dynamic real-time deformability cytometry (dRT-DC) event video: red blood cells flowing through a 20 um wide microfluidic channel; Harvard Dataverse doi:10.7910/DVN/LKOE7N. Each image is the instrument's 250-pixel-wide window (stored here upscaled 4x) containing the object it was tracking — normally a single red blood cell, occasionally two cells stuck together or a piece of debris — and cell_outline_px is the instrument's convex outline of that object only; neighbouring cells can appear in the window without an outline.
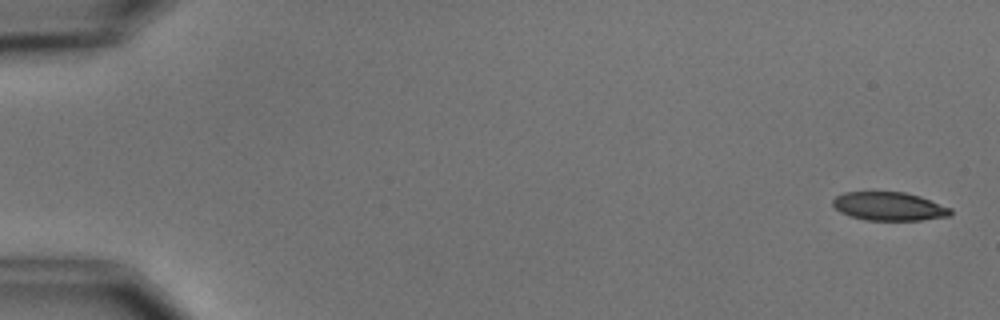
{"species": "common noctule bat (a hibernating species)", "species_latin": "Nyctalus noctula", "temperature_condition": "cold", "stored_images_in_passage": 5, "camera_frame_rate_fps": 3000, "um_per_image_px": 0.085, "animal": {"sex": "male", "body_mass_g": 15.6}, "frame": {"image": 1, "passage_image": 1, "time_ms": 0.0, "image_size_px": [1000, 320], "cell_outline_px": [[952, 212], [948, 216], [920, 220], [864, 220], [848, 216], [840, 212], [832, 204], [832, 200], [836, 196], [844, 192], [904, 192], [920, 196], [952, 208]], "centroid_in_image_um": [75.55, 17.54], "position_along_channel_um": 9.4, "area_um2": 19.59}}
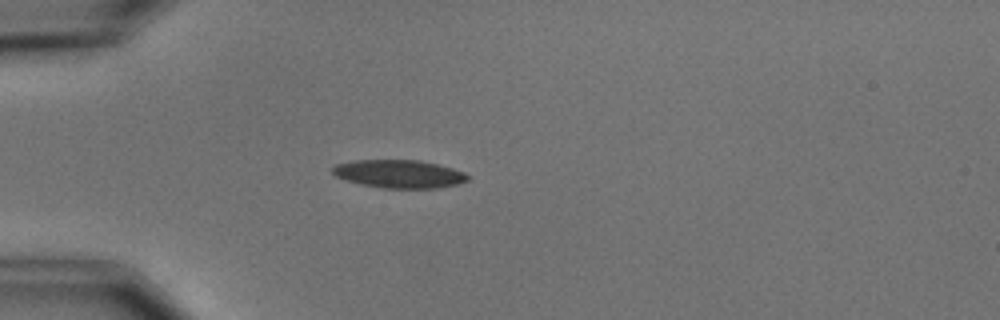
{"frame": {"image": 2, "passage_image": 5, "time_ms": 4.667, "image_size_px": [1000, 320], "cell_outline_px": [[468, 180], [456, 184], [440, 188], [384, 188], [360, 184], [336, 176], [332, 172], [332, 168], [336, 164], [356, 160], [420, 160], [452, 168], [464, 172], [468, 176]], "centroid_in_image_um": [33.93, 14.78], "position_along_channel_um": 51.1, "area_um2": 21.96}}